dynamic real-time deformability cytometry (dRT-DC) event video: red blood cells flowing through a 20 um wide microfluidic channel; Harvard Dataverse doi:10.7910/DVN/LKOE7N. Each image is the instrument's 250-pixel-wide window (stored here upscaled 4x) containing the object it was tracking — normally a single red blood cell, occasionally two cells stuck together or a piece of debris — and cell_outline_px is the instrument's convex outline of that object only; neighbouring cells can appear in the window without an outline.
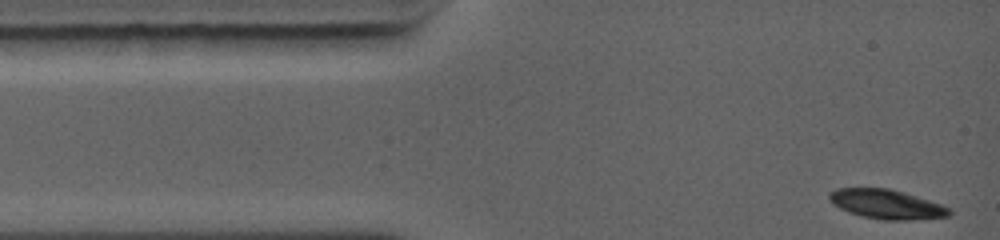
{"species": "common noctule bat (a hibernating species)", "species_latin": "Nyctalus noctula", "temperature_condition": "warm", "stored_images_in_passage": 53, "camera_frame_rate_fps": 5000, "um_per_image_px": 0.085, "animal": {"sex": "female", "body_mass_g": 19.0, "forearm_length_mm": 56.7}, "frame": {"image": 1, "passage_image": 1, "time_ms": 0.0, "image_size_px": [1000, 240], "cell_outline_px": [[952, 212], [948, 216], [904, 220], [884, 220], [864, 216], [848, 212], [832, 204], [828, 196], [836, 188], [888, 188], [904, 192], [952, 208]], "centroid_in_image_um": [75.35, 17.35], "position_along_channel_um": 9.6, "area_um2": 20.29}}
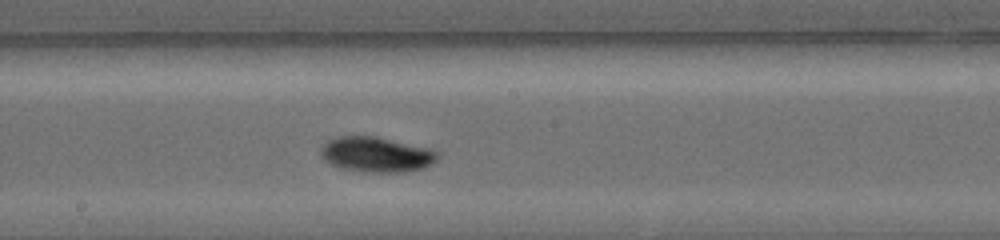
{"frame": {"image": 2, "passage_image": 31, "time_ms": 6.0, "image_size_px": [1000, 240], "cell_outline_px": [[440, 156], [432, 164], [424, 168], [404, 172], [364, 172], [340, 168], [324, 160], [320, 156], [320, 148], [328, 140], [340, 136], [376, 136], [432, 148], [440, 152]], "centroid_in_image_um": [32.03, 13.13], "position_along_channel_um": 216.2, "area_um2": 24.33}}
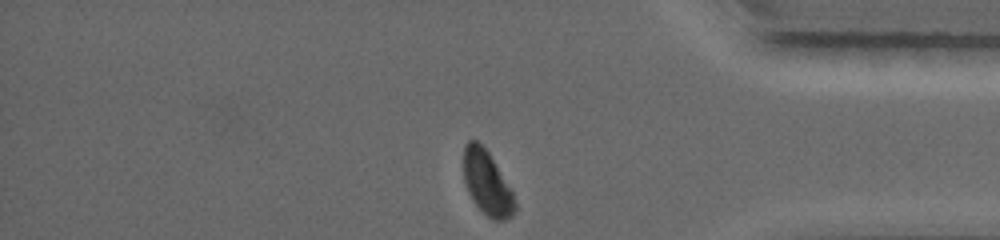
{"frame": {"image": 3, "passage_image": 53, "time_ms": 10.4, "image_size_px": [1000, 240], "cell_outline_px": [[516, 208], [512, 216], [504, 220], [492, 220], [472, 200], [468, 192], [464, 180], [464, 144], [468, 140], [476, 140], [488, 152], [512, 192], [516, 204]], "centroid_in_image_um": [41.38, 15.56], "position_along_channel_um": 393.8, "area_um2": 18.79}, "authors_computed_cell_mechanics": {"area_um2": 22.542, "velocity_mm_per_s": 4.4468, "shape_relaxation_time_tau1_ms": 2.044, "shape_relaxation_time_tau2_ms": null, "deformation_change_tau1": 0.1205, "deformation_change_tau2": null}}